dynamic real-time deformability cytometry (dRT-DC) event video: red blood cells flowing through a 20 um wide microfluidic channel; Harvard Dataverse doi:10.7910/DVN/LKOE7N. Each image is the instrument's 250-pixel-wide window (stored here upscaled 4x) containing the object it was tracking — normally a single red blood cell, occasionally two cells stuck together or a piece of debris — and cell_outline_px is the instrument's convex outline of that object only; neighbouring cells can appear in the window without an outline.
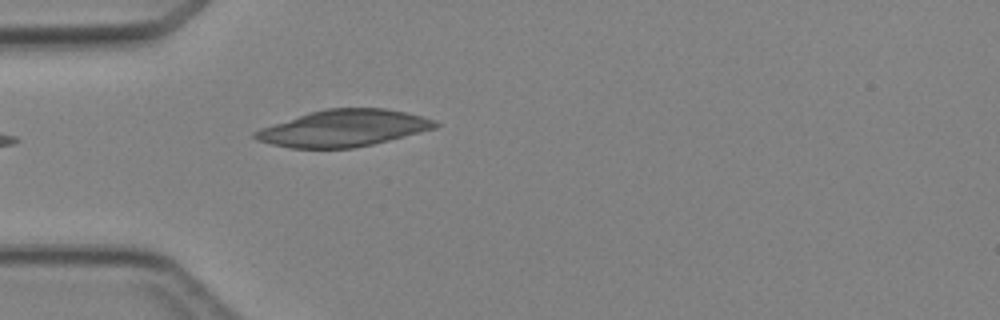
{"species": "Egyptian fruit bat (a non-hibernating species)", "species_latin": "Rousettus aegyptiacus", "temperature_condition": "cold", "stored_images_in_passage": 1, "camera_frame_rate_fps": 3000, "um_per_image_px": 0.085, "animal": {"sex": "female"}, "frame": {"image": 1, "passage_image": 1, "time_ms": 0.0, "image_size_px": [1000, 320], "cell_outline_px": [[440, 124], [436, 128], [372, 144], [352, 148], [292, 148], [272, 144], [256, 140], [252, 136], [252, 132], [260, 128], [308, 112], [328, 108], [384, 108], [404, 112], [436, 120]], "centroid_in_image_um": [29.16, 10.89], "position_along_channel_um": 55.8, "area_um2": 38.32}}